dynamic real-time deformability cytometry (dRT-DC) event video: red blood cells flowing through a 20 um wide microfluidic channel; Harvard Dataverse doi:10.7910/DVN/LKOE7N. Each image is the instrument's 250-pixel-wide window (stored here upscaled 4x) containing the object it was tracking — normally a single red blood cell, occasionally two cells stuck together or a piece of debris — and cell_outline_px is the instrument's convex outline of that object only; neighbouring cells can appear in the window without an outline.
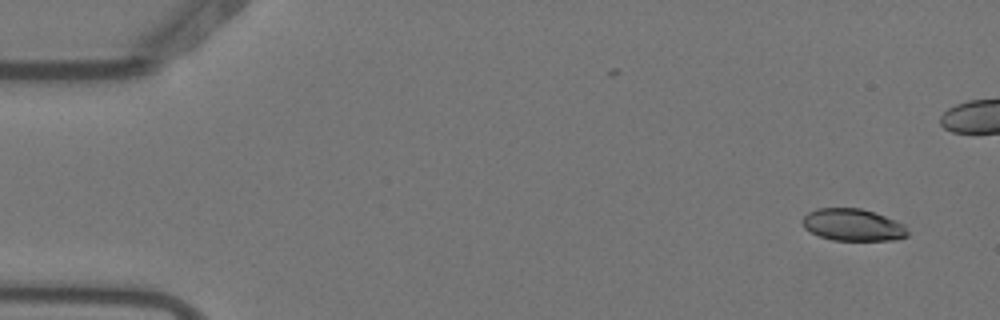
{"species": "Egyptian fruit bat (a non-hibernating species)", "species_latin": "Rousettus aegyptiacus", "temperature_condition": "warm", "stored_images_in_passage": 5, "camera_frame_rate_fps": 3000, "um_per_image_px": 0.085, "animal": {"sex": "female"}, "frame": {"image": 1, "passage_image": 1, "time_ms": 0.0, "image_size_px": [1000, 320], "cell_outline_px": [[908, 236], [896, 240], [832, 240], [820, 236], [804, 228], [800, 220], [808, 212], [816, 208], [860, 208], [896, 220], [904, 224], [908, 232]], "centroid_in_image_um": [72.48, 19.11], "position_along_channel_um": 12.5, "area_um2": 19.71}}